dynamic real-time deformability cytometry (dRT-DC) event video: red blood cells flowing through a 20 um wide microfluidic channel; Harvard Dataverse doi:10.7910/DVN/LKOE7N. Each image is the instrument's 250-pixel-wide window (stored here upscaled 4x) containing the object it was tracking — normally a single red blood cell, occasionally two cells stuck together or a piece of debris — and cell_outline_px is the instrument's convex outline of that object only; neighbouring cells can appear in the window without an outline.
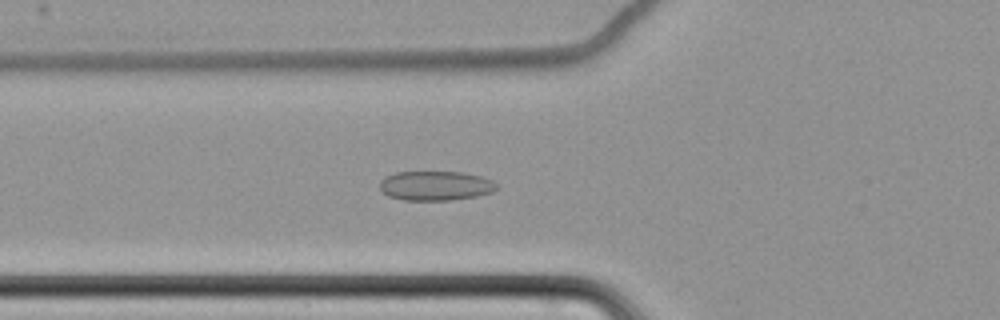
{"species": "common noctule bat (a hibernating species)", "species_latin": "Nyctalus noctula", "temperature_condition": "cold", "stored_images_in_passage": 62, "camera_frame_rate_fps": 3000, "um_per_image_px": 0.085, "animal": {"sex": "female", "body_mass_g": 22.7, "forearm_length_mm": 54.2}, "frame": {"image": 1, "passage_image": 26, "time_ms": 8.333, "image_size_px": [1000, 320], "cell_outline_px": [[496, 188], [492, 192], [476, 196], [452, 200], [404, 200], [388, 196], [380, 188], [380, 180], [384, 176], [396, 172], [464, 172], [480, 176], [492, 180], [496, 184]], "centroid_in_image_um": [37.0, 15.78], "position_along_channel_um": 88.8, "area_um2": 20.06}}
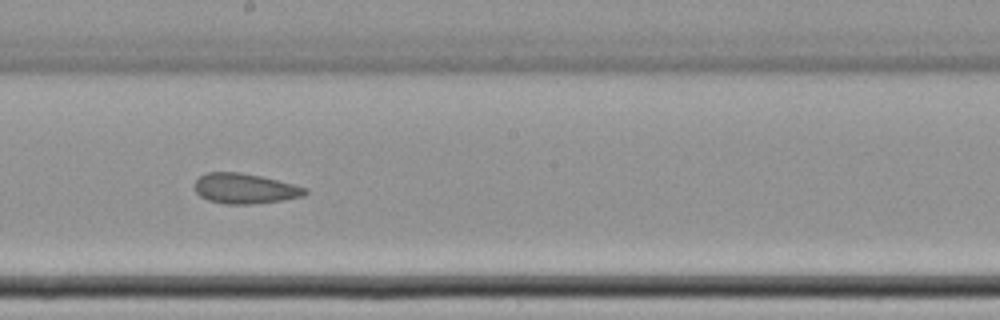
{"frame": {"image": 2, "passage_image": 38, "time_ms": 12.333, "image_size_px": [1000, 320], "cell_outline_px": [[308, 192], [304, 196], [284, 200], [252, 204], [224, 204], [208, 200], [200, 196], [196, 192], [196, 180], [200, 176], [208, 172], [240, 172], [260, 176], [308, 188]], "centroid_in_image_um": [20.83, 16.03], "position_along_channel_um": 227.4, "area_um2": 19.36}}
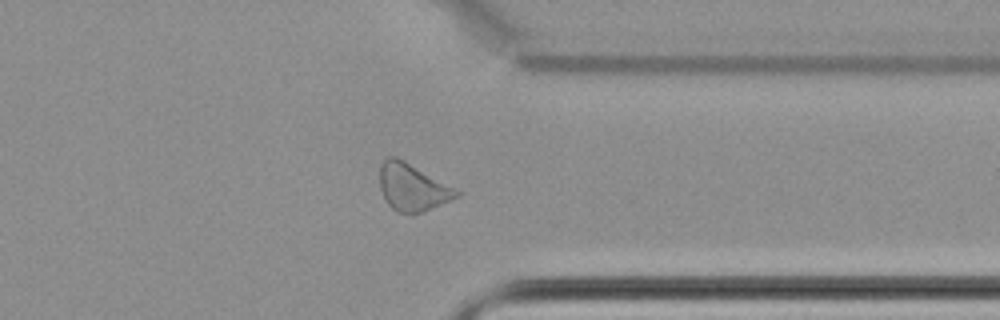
{"frame": {"image": 3, "passage_image": 51, "time_ms": 16.667, "image_size_px": [1000, 320], "cell_outline_px": [[460, 196], [424, 212], [412, 216], [396, 212], [388, 204], [380, 188], [380, 164], [388, 156], [396, 156], [404, 160], [460, 192]], "centroid_in_image_um": [35.02, 15.96], "position_along_channel_um": 376.4, "area_um2": 21.1}}